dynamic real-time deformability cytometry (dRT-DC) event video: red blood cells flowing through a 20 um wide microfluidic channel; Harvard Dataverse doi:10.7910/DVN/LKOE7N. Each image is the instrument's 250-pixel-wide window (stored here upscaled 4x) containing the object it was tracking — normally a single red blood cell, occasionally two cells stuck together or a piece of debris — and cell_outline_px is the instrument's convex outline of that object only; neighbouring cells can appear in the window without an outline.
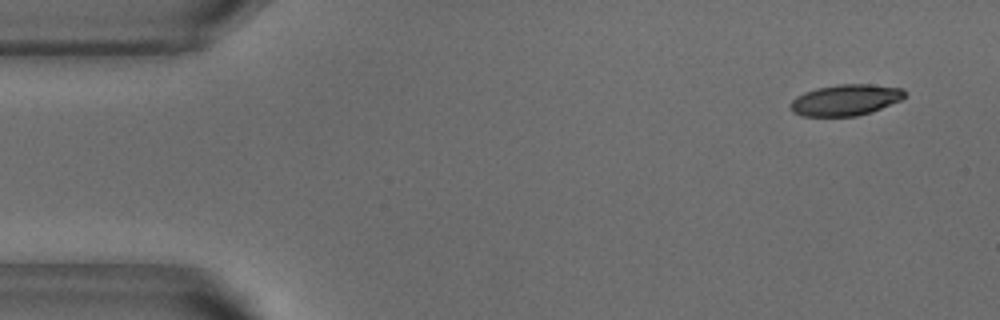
{"species": "common noctule bat (a hibernating species)", "species_latin": "Nyctalus noctula", "temperature_condition": "warm", "stored_images_in_passage": 50, "camera_frame_rate_fps": 3000, "um_per_image_px": 0.085, "animal": {"sex": "male", "body_mass_g": 18.8}, "frame": {"image": 1, "passage_image": 1, "time_ms": 0.0, "image_size_px": [1000, 320], "cell_outline_px": [[904, 96], [900, 100], [872, 112], [856, 116], [804, 116], [792, 112], [792, 100], [796, 96], [804, 92], [816, 88], [840, 84], [868, 84], [904, 88]], "centroid_in_image_um": [71.87, 8.49], "position_along_channel_um": 13.1, "area_um2": 20.58}}
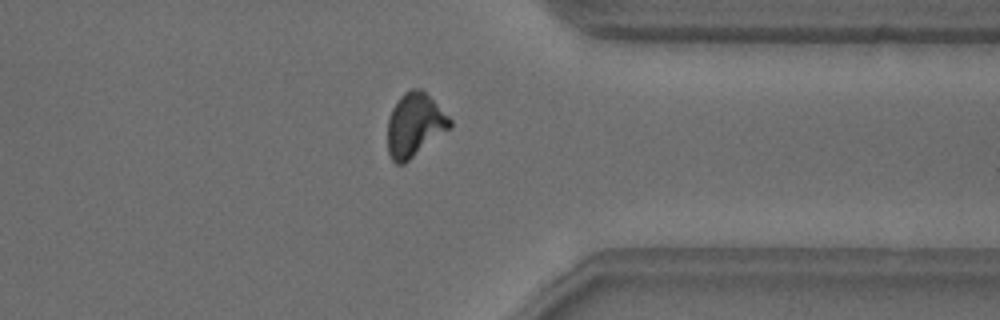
{"frame": {"image": 2, "passage_image": 38, "time_ms": 12.333, "image_size_px": [1000, 320], "cell_outline_px": [[452, 128], [404, 164], [396, 164], [392, 160], [388, 152], [388, 120], [392, 108], [400, 96], [404, 92], [412, 88], [420, 88], [452, 120]], "centroid_in_image_um": [35.25, 10.65], "position_along_channel_um": 376.2, "area_um2": 23.06}}
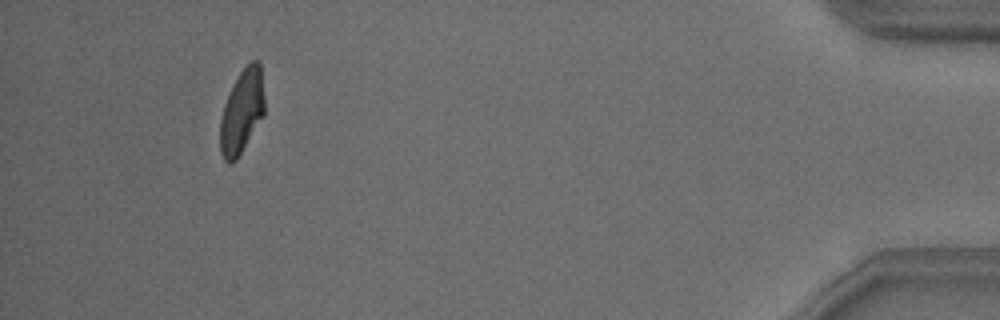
{"frame": {"image": 3, "passage_image": 46, "time_ms": 15.0, "image_size_px": [1000, 320], "cell_outline_px": [[264, 116], [236, 160], [232, 164], [228, 164], [224, 160], [220, 152], [220, 120], [224, 104], [240, 72], [252, 60], [256, 60], [260, 64], [264, 96]], "centroid_in_image_um": [20.56, 9.53], "position_along_channel_um": 414.6, "area_um2": 21.56}, "authors_computed_cell_mechanics": {"area_um2": 22.2819, "velocity_mm_per_s": 3.8251, "shape_relaxation_time_tau1_ms": 4.8459, "shape_relaxation_time_tau2_ms": 4.1061, "deformation_change_tau1": 0.1753, "deformation_change_tau2": 0.1055}}